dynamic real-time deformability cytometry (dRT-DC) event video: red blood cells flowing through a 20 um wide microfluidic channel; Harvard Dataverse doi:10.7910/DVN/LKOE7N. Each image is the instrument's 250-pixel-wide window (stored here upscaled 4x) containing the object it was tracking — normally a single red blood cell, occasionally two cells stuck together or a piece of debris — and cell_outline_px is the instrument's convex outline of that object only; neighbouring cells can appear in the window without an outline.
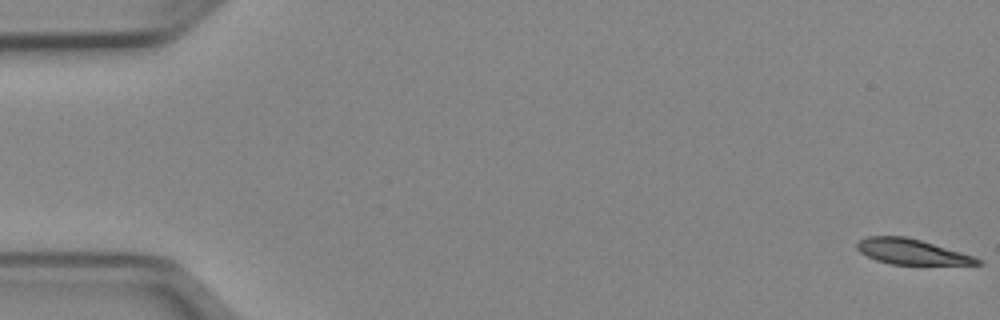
{"species": "Egyptian fruit bat (a non-hibernating species)", "species_latin": "Rousettus aegyptiacus", "temperature_condition": "cold", "stored_images_in_passage": 9, "camera_frame_rate_fps": 3000, "um_per_image_px": 0.085, "animal": {"sex": "female"}, "frame": {"image": 1, "passage_image": 1, "time_ms": 0.0, "image_size_px": [1000, 320], "cell_outline_px": [[984, 264], [888, 264], [876, 260], [860, 252], [856, 248], [856, 244], [860, 240], [868, 236], [904, 236], [920, 240], [960, 252], [984, 260]], "centroid_in_image_um": [77.46, 21.4], "position_along_channel_um": 7.5, "area_um2": 17.51}}